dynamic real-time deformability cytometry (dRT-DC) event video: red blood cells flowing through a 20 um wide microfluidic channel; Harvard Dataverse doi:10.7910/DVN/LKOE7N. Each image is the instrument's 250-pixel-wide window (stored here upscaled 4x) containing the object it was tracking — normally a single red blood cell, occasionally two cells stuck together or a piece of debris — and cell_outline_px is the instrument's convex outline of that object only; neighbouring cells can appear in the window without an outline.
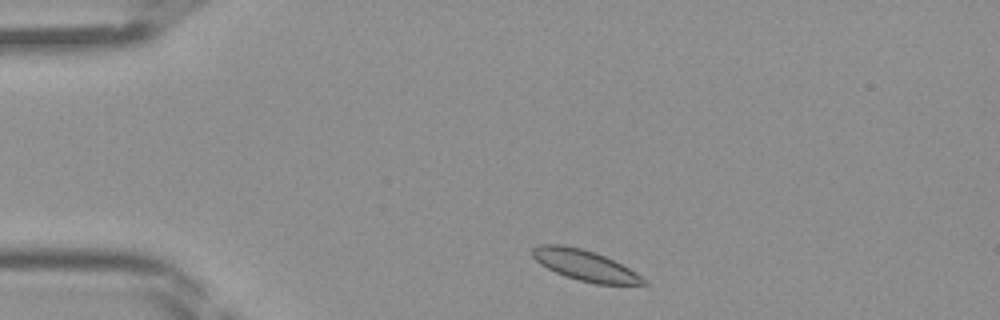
{"species": "Egyptian fruit bat (a non-hibernating species)", "species_latin": "Rousettus aegyptiacus", "temperature_condition": "room temperature", "stored_images_in_passage": 38, "camera_frame_rate_fps": 3000, "um_per_image_px": 0.085, "frame": {"image": 1, "passage_image": 2, "time_ms": 0.333, "image_size_px": [1000, 320], "cell_outline_px": [[648, 284], [596, 284], [564, 276], [540, 264], [532, 256], [532, 248], [540, 244], [560, 244], [580, 248], [596, 252], [636, 272], [648, 280]], "centroid_in_image_um": [49.71, 22.55], "position_along_channel_um": 35.3, "area_um2": 19.71}}
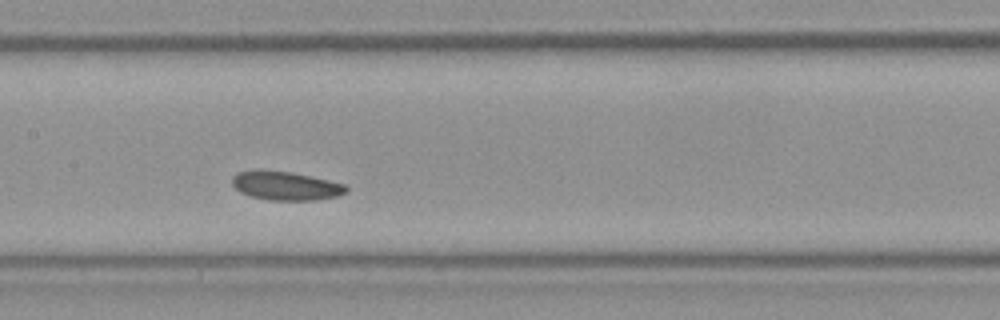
{"frame": {"image": 2, "passage_image": 15, "time_ms": 4.667, "image_size_px": [1000, 320], "cell_outline_px": [[348, 192], [336, 196], [316, 200], [268, 200], [252, 196], [240, 192], [232, 184], [232, 176], [240, 172], [260, 168], [292, 172], [312, 176], [344, 184], [348, 188]], "centroid_in_image_um": [24.27, 15.77], "position_along_channel_um": 183.1, "area_um2": 19.31}}
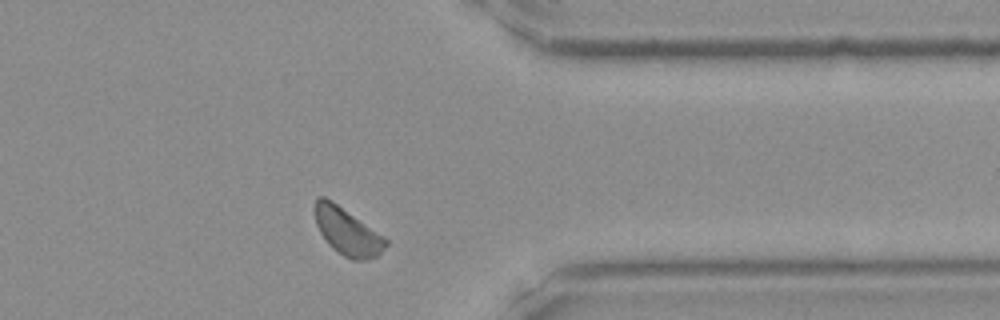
{"frame": {"image": 3, "passage_image": 29, "time_ms": 9.333, "image_size_px": [1000, 320], "cell_outline_px": [[388, 244], [376, 256], [364, 260], [352, 260], [344, 256], [332, 248], [328, 244], [320, 232], [316, 224], [312, 212], [312, 208], [316, 196], [324, 196], [332, 200], [384, 236], [388, 240]], "centroid_in_image_um": [29.46, 19.64], "position_along_channel_um": 381.9, "area_um2": 19.71}}